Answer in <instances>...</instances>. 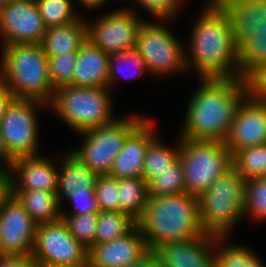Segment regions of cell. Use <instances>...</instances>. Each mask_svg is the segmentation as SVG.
Masks as SVG:
<instances>
[{
    "instance_id": "6da1fadb",
    "label": "cell",
    "mask_w": 266,
    "mask_h": 267,
    "mask_svg": "<svg viewBox=\"0 0 266 267\" xmlns=\"http://www.w3.org/2000/svg\"><path fill=\"white\" fill-rule=\"evenodd\" d=\"M201 80L186 109L180 137L224 142L240 104L248 96L245 79Z\"/></svg>"
},
{
    "instance_id": "7a4b0ae2",
    "label": "cell",
    "mask_w": 266,
    "mask_h": 267,
    "mask_svg": "<svg viewBox=\"0 0 266 267\" xmlns=\"http://www.w3.org/2000/svg\"><path fill=\"white\" fill-rule=\"evenodd\" d=\"M189 43V56L185 52L186 67L193 63L191 66L194 65L200 79L241 77L238 47L224 10L205 8L192 30Z\"/></svg>"
},
{
    "instance_id": "3957f363",
    "label": "cell",
    "mask_w": 266,
    "mask_h": 267,
    "mask_svg": "<svg viewBox=\"0 0 266 267\" xmlns=\"http://www.w3.org/2000/svg\"><path fill=\"white\" fill-rule=\"evenodd\" d=\"M136 224L149 250L166 243L194 240L206 234L199 218L198 197L186 192L149 196L144 213Z\"/></svg>"
},
{
    "instance_id": "277c9868",
    "label": "cell",
    "mask_w": 266,
    "mask_h": 267,
    "mask_svg": "<svg viewBox=\"0 0 266 267\" xmlns=\"http://www.w3.org/2000/svg\"><path fill=\"white\" fill-rule=\"evenodd\" d=\"M0 81L16 99L37 100L49 106L55 94L48 57L40 44L3 45Z\"/></svg>"
},
{
    "instance_id": "5b68a950",
    "label": "cell",
    "mask_w": 266,
    "mask_h": 267,
    "mask_svg": "<svg viewBox=\"0 0 266 267\" xmlns=\"http://www.w3.org/2000/svg\"><path fill=\"white\" fill-rule=\"evenodd\" d=\"M246 180L232 167L198 197L199 218L206 233L227 236L245 216Z\"/></svg>"
},
{
    "instance_id": "8992f818",
    "label": "cell",
    "mask_w": 266,
    "mask_h": 267,
    "mask_svg": "<svg viewBox=\"0 0 266 267\" xmlns=\"http://www.w3.org/2000/svg\"><path fill=\"white\" fill-rule=\"evenodd\" d=\"M108 87L65 85L55 90L49 108L77 133L112 123L111 91ZM114 117V118H113Z\"/></svg>"
},
{
    "instance_id": "52a82bcc",
    "label": "cell",
    "mask_w": 266,
    "mask_h": 267,
    "mask_svg": "<svg viewBox=\"0 0 266 267\" xmlns=\"http://www.w3.org/2000/svg\"><path fill=\"white\" fill-rule=\"evenodd\" d=\"M179 140L186 193L199 197L233 167L232 153L222 141Z\"/></svg>"
},
{
    "instance_id": "ba28073f",
    "label": "cell",
    "mask_w": 266,
    "mask_h": 267,
    "mask_svg": "<svg viewBox=\"0 0 266 267\" xmlns=\"http://www.w3.org/2000/svg\"><path fill=\"white\" fill-rule=\"evenodd\" d=\"M146 117L131 116L115 119L112 123L81 132L82 146L71 152L98 175L109 174L113 161L121 151L127 136Z\"/></svg>"
},
{
    "instance_id": "9c48e42d",
    "label": "cell",
    "mask_w": 266,
    "mask_h": 267,
    "mask_svg": "<svg viewBox=\"0 0 266 267\" xmlns=\"http://www.w3.org/2000/svg\"><path fill=\"white\" fill-rule=\"evenodd\" d=\"M168 29L145 21L137 35L136 50L144 59L148 73L171 74L187 69L185 48Z\"/></svg>"
},
{
    "instance_id": "30bf717a",
    "label": "cell",
    "mask_w": 266,
    "mask_h": 267,
    "mask_svg": "<svg viewBox=\"0 0 266 267\" xmlns=\"http://www.w3.org/2000/svg\"><path fill=\"white\" fill-rule=\"evenodd\" d=\"M44 103L32 99H14L0 123L7 154L14 160L36 156L38 150V121L36 107Z\"/></svg>"
},
{
    "instance_id": "8fae6325",
    "label": "cell",
    "mask_w": 266,
    "mask_h": 267,
    "mask_svg": "<svg viewBox=\"0 0 266 267\" xmlns=\"http://www.w3.org/2000/svg\"><path fill=\"white\" fill-rule=\"evenodd\" d=\"M88 251L60 219L37 226L31 259L34 263L88 266Z\"/></svg>"
},
{
    "instance_id": "7c38bea8",
    "label": "cell",
    "mask_w": 266,
    "mask_h": 267,
    "mask_svg": "<svg viewBox=\"0 0 266 267\" xmlns=\"http://www.w3.org/2000/svg\"><path fill=\"white\" fill-rule=\"evenodd\" d=\"M93 24H87V40L106 53L136 49L137 35L145 20L129 9L105 14Z\"/></svg>"
},
{
    "instance_id": "4fadbf2b",
    "label": "cell",
    "mask_w": 266,
    "mask_h": 267,
    "mask_svg": "<svg viewBox=\"0 0 266 267\" xmlns=\"http://www.w3.org/2000/svg\"><path fill=\"white\" fill-rule=\"evenodd\" d=\"M46 30L36 0H13L0 9L2 45L41 44Z\"/></svg>"
},
{
    "instance_id": "5bb4252c",
    "label": "cell",
    "mask_w": 266,
    "mask_h": 267,
    "mask_svg": "<svg viewBox=\"0 0 266 267\" xmlns=\"http://www.w3.org/2000/svg\"><path fill=\"white\" fill-rule=\"evenodd\" d=\"M37 226L13 195L0 211V255L31 257Z\"/></svg>"
},
{
    "instance_id": "9a60e30c",
    "label": "cell",
    "mask_w": 266,
    "mask_h": 267,
    "mask_svg": "<svg viewBox=\"0 0 266 267\" xmlns=\"http://www.w3.org/2000/svg\"><path fill=\"white\" fill-rule=\"evenodd\" d=\"M224 143L232 155L266 144V102L247 96L240 104Z\"/></svg>"
},
{
    "instance_id": "2e32d148",
    "label": "cell",
    "mask_w": 266,
    "mask_h": 267,
    "mask_svg": "<svg viewBox=\"0 0 266 267\" xmlns=\"http://www.w3.org/2000/svg\"><path fill=\"white\" fill-rule=\"evenodd\" d=\"M224 238L206 233L194 240L162 244L154 251L160 267H216V255L211 251Z\"/></svg>"
},
{
    "instance_id": "e0dca14e",
    "label": "cell",
    "mask_w": 266,
    "mask_h": 267,
    "mask_svg": "<svg viewBox=\"0 0 266 267\" xmlns=\"http://www.w3.org/2000/svg\"><path fill=\"white\" fill-rule=\"evenodd\" d=\"M148 250L145 238L136 225L122 237L94 244L88 251V267H126Z\"/></svg>"
},
{
    "instance_id": "ac0fdd59",
    "label": "cell",
    "mask_w": 266,
    "mask_h": 267,
    "mask_svg": "<svg viewBox=\"0 0 266 267\" xmlns=\"http://www.w3.org/2000/svg\"><path fill=\"white\" fill-rule=\"evenodd\" d=\"M154 123L145 118L125 139L121 151L113 161L109 176L142 178L143 162L149 143L157 136Z\"/></svg>"
},
{
    "instance_id": "d6986e66",
    "label": "cell",
    "mask_w": 266,
    "mask_h": 267,
    "mask_svg": "<svg viewBox=\"0 0 266 267\" xmlns=\"http://www.w3.org/2000/svg\"><path fill=\"white\" fill-rule=\"evenodd\" d=\"M39 155L14 159L11 163L13 190L57 192L59 169Z\"/></svg>"
},
{
    "instance_id": "ffe728a7",
    "label": "cell",
    "mask_w": 266,
    "mask_h": 267,
    "mask_svg": "<svg viewBox=\"0 0 266 267\" xmlns=\"http://www.w3.org/2000/svg\"><path fill=\"white\" fill-rule=\"evenodd\" d=\"M109 53L86 40L77 52L71 85L108 87Z\"/></svg>"
},
{
    "instance_id": "44dd1931",
    "label": "cell",
    "mask_w": 266,
    "mask_h": 267,
    "mask_svg": "<svg viewBox=\"0 0 266 267\" xmlns=\"http://www.w3.org/2000/svg\"><path fill=\"white\" fill-rule=\"evenodd\" d=\"M224 11L231 21L237 47L266 25V0H240Z\"/></svg>"
},
{
    "instance_id": "7402d4cb",
    "label": "cell",
    "mask_w": 266,
    "mask_h": 267,
    "mask_svg": "<svg viewBox=\"0 0 266 267\" xmlns=\"http://www.w3.org/2000/svg\"><path fill=\"white\" fill-rule=\"evenodd\" d=\"M63 157L62 168L58 173L57 196L60 205L62 199H67L71 194L86 193L88 189H95L99 176L71 152H67Z\"/></svg>"
},
{
    "instance_id": "603a6c76",
    "label": "cell",
    "mask_w": 266,
    "mask_h": 267,
    "mask_svg": "<svg viewBox=\"0 0 266 267\" xmlns=\"http://www.w3.org/2000/svg\"><path fill=\"white\" fill-rule=\"evenodd\" d=\"M86 40L87 24L80 18L65 25L48 28L40 45L48 57L78 52Z\"/></svg>"
},
{
    "instance_id": "cb8c5ba5",
    "label": "cell",
    "mask_w": 266,
    "mask_h": 267,
    "mask_svg": "<svg viewBox=\"0 0 266 267\" xmlns=\"http://www.w3.org/2000/svg\"><path fill=\"white\" fill-rule=\"evenodd\" d=\"M13 193L37 225L61 219L62 210L59 209L57 192L13 190Z\"/></svg>"
},
{
    "instance_id": "d4e9b609",
    "label": "cell",
    "mask_w": 266,
    "mask_h": 267,
    "mask_svg": "<svg viewBox=\"0 0 266 267\" xmlns=\"http://www.w3.org/2000/svg\"><path fill=\"white\" fill-rule=\"evenodd\" d=\"M120 212L129 215L136 222L141 218L149 198L147 182L143 178L117 179Z\"/></svg>"
},
{
    "instance_id": "484cf974",
    "label": "cell",
    "mask_w": 266,
    "mask_h": 267,
    "mask_svg": "<svg viewBox=\"0 0 266 267\" xmlns=\"http://www.w3.org/2000/svg\"><path fill=\"white\" fill-rule=\"evenodd\" d=\"M180 141L178 145L171 148L162 143L156 136L148 145L146 150L142 178L148 182L157 176L158 173L164 172L179 159Z\"/></svg>"
},
{
    "instance_id": "4316f807",
    "label": "cell",
    "mask_w": 266,
    "mask_h": 267,
    "mask_svg": "<svg viewBox=\"0 0 266 267\" xmlns=\"http://www.w3.org/2000/svg\"><path fill=\"white\" fill-rule=\"evenodd\" d=\"M136 221L120 211H101L98 213L96 225V243L115 240L129 233Z\"/></svg>"
},
{
    "instance_id": "83f0119b",
    "label": "cell",
    "mask_w": 266,
    "mask_h": 267,
    "mask_svg": "<svg viewBox=\"0 0 266 267\" xmlns=\"http://www.w3.org/2000/svg\"><path fill=\"white\" fill-rule=\"evenodd\" d=\"M232 163L245 180L266 177V144L237 150Z\"/></svg>"
},
{
    "instance_id": "f1b7e54d",
    "label": "cell",
    "mask_w": 266,
    "mask_h": 267,
    "mask_svg": "<svg viewBox=\"0 0 266 267\" xmlns=\"http://www.w3.org/2000/svg\"><path fill=\"white\" fill-rule=\"evenodd\" d=\"M266 62V25L238 47L240 76L245 77L259 64Z\"/></svg>"
},
{
    "instance_id": "f546056e",
    "label": "cell",
    "mask_w": 266,
    "mask_h": 267,
    "mask_svg": "<svg viewBox=\"0 0 266 267\" xmlns=\"http://www.w3.org/2000/svg\"><path fill=\"white\" fill-rule=\"evenodd\" d=\"M149 196H170L186 192L183 166L178 159L171 168L147 182Z\"/></svg>"
},
{
    "instance_id": "4dcf8cb0",
    "label": "cell",
    "mask_w": 266,
    "mask_h": 267,
    "mask_svg": "<svg viewBox=\"0 0 266 267\" xmlns=\"http://www.w3.org/2000/svg\"><path fill=\"white\" fill-rule=\"evenodd\" d=\"M97 213L67 214L61 212V219L67 224L70 233L86 249L96 244Z\"/></svg>"
},
{
    "instance_id": "1f68e13d",
    "label": "cell",
    "mask_w": 266,
    "mask_h": 267,
    "mask_svg": "<svg viewBox=\"0 0 266 267\" xmlns=\"http://www.w3.org/2000/svg\"><path fill=\"white\" fill-rule=\"evenodd\" d=\"M46 28L65 25L79 20L71 0H36Z\"/></svg>"
},
{
    "instance_id": "d6a6232c",
    "label": "cell",
    "mask_w": 266,
    "mask_h": 267,
    "mask_svg": "<svg viewBox=\"0 0 266 267\" xmlns=\"http://www.w3.org/2000/svg\"><path fill=\"white\" fill-rule=\"evenodd\" d=\"M215 252L216 267H265L254 251L246 246H222L219 252Z\"/></svg>"
},
{
    "instance_id": "836d02e7",
    "label": "cell",
    "mask_w": 266,
    "mask_h": 267,
    "mask_svg": "<svg viewBox=\"0 0 266 267\" xmlns=\"http://www.w3.org/2000/svg\"><path fill=\"white\" fill-rule=\"evenodd\" d=\"M266 220V177L252 178L245 182L244 214Z\"/></svg>"
},
{
    "instance_id": "e575fe53",
    "label": "cell",
    "mask_w": 266,
    "mask_h": 267,
    "mask_svg": "<svg viewBox=\"0 0 266 267\" xmlns=\"http://www.w3.org/2000/svg\"><path fill=\"white\" fill-rule=\"evenodd\" d=\"M125 64L133 68L132 70L133 72H130V74L128 73L129 76H132L133 78L139 77L140 74H142L143 72H146V71L148 72L144 59L137 52L136 49L124 51V52L109 53V75H108V88L109 89L111 88L110 85L114 83L115 79L117 80L118 78L117 74L119 73V71H121L120 70L121 68H124L122 66H124Z\"/></svg>"
},
{
    "instance_id": "d590c367",
    "label": "cell",
    "mask_w": 266,
    "mask_h": 267,
    "mask_svg": "<svg viewBox=\"0 0 266 267\" xmlns=\"http://www.w3.org/2000/svg\"><path fill=\"white\" fill-rule=\"evenodd\" d=\"M76 58L77 52L48 56L50 82L55 90L65 85H71Z\"/></svg>"
},
{
    "instance_id": "8d00e7d4",
    "label": "cell",
    "mask_w": 266,
    "mask_h": 267,
    "mask_svg": "<svg viewBox=\"0 0 266 267\" xmlns=\"http://www.w3.org/2000/svg\"><path fill=\"white\" fill-rule=\"evenodd\" d=\"M95 196L102 211H120L117 178L99 175L95 183Z\"/></svg>"
},
{
    "instance_id": "74e56055",
    "label": "cell",
    "mask_w": 266,
    "mask_h": 267,
    "mask_svg": "<svg viewBox=\"0 0 266 267\" xmlns=\"http://www.w3.org/2000/svg\"><path fill=\"white\" fill-rule=\"evenodd\" d=\"M248 96L266 102V62L252 69L245 77Z\"/></svg>"
},
{
    "instance_id": "f35d334b",
    "label": "cell",
    "mask_w": 266,
    "mask_h": 267,
    "mask_svg": "<svg viewBox=\"0 0 266 267\" xmlns=\"http://www.w3.org/2000/svg\"><path fill=\"white\" fill-rule=\"evenodd\" d=\"M183 0H136L137 3L141 4L146 11L153 14L156 18L160 19H171L172 16L178 13L180 5Z\"/></svg>"
},
{
    "instance_id": "ab89813d",
    "label": "cell",
    "mask_w": 266,
    "mask_h": 267,
    "mask_svg": "<svg viewBox=\"0 0 266 267\" xmlns=\"http://www.w3.org/2000/svg\"><path fill=\"white\" fill-rule=\"evenodd\" d=\"M66 200L75 206L72 214H98L102 211L95 196V189H88L86 193L71 194Z\"/></svg>"
},
{
    "instance_id": "60d3db41",
    "label": "cell",
    "mask_w": 266,
    "mask_h": 267,
    "mask_svg": "<svg viewBox=\"0 0 266 267\" xmlns=\"http://www.w3.org/2000/svg\"><path fill=\"white\" fill-rule=\"evenodd\" d=\"M13 195L11 170L10 168L0 166V211Z\"/></svg>"
},
{
    "instance_id": "b9f144b4",
    "label": "cell",
    "mask_w": 266,
    "mask_h": 267,
    "mask_svg": "<svg viewBox=\"0 0 266 267\" xmlns=\"http://www.w3.org/2000/svg\"><path fill=\"white\" fill-rule=\"evenodd\" d=\"M0 267H35L31 257L0 255Z\"/></svg>"
},
{
    "instance_id": "7bdbcfd3",
    "label": "cell",
    "mask_w": 266,
    "mask_h": 267,
    "mask_svg": "<svg viewBox=\"0 0 266 267\" xmlns=\"http://www.w3.org/2000/svg\"><path fill=\"white\" fill-rule=\"evenodd\" d=\"M126 267H160L158 255L154 250H148L137 261Z\"/></svg>"
},
{
    "instance_id": "ee69618b",
    "label": "cell",
    "mask_w": 266,
    "mask_h": 267,
    "mask_svg": "<svg viewBox=\"0 0 266 267\" xmlns=\"http://www.w3.org/2000/svg\"><path fill=\"white\" fill-rule=\"evenodd\" d=\"M14 99L12 92L0 81V123Z\"/></svg>"
},
{
    "instance_id": "f6af8a7d",
    "label": "cell",
    "mask_w": 266,
    "mask_h": 267,
    "mask_svg": "<svg viewBox=\"0 0 266 267\" xmlns=\"http://www.w3.org/2000/svg\"><path fill=\"white\" fill-rule=\"evenodd\" d=\"M13 159L7 154L0 131V166L10 168Z\"/></svg>"
},
{
    "instance_id": "bcb514c9",
    "label": "cell",
    "mask_w": 266,
    "mask_h": 267,
    "mask_svg": "<svg viewBox=\"0 0 266 267\" xmlns=\"http://www.w3.org/2000/svg\"><path fill=\"white\" fill-rule=\"evenodd\" d=\"M240 0H211L210 4L207 5V9H222L224 10L229 5Z\"/></svg>"
},
{
    "instance_id": "7dc6e473",
    "label": "cell",
    "mask_w": 266,
    "mask_h": 267,
    "mask_svg": "<svg viewBox=\"0 0 266 267\" xmlns=\"http://www.w3.org/2000/svg\"><path fill=\"white\" fill-rule=\"evenodd\" d=\"M81 4L92 10L95 8L101 7L107 2V0H79Z\"/></svg>"
},
{
    "instance_id": "c3c4849f",
    "label": "cell",
    "mask_w": 266,
    "mask_h": 267,
    "mask_svg": "<svg viewBox=\"0 0 266 267\" xmlns=\"http://www.w3.org/2000/svg\"><path fill=\"white\" fill-rule=\"evenodd\" d=\"M35 267H88V266H68L48 263H34Z\"/></svg>"
},
{
    "instance_id": "681fc988",
    "label": "cell",
    "mask_w": 266,
    "mask_h": 267,
    "mask_svg": "<svg viewBox=\"0 0 266 267\" xmlns=\"http://www.w3.org/2000/svg\"><path fill=\"white\" fill-rule=\"evenodd\" d=\"M13 0H0V9L5 6L8 2H11Z\"/></svg>"
}]
</instances>
